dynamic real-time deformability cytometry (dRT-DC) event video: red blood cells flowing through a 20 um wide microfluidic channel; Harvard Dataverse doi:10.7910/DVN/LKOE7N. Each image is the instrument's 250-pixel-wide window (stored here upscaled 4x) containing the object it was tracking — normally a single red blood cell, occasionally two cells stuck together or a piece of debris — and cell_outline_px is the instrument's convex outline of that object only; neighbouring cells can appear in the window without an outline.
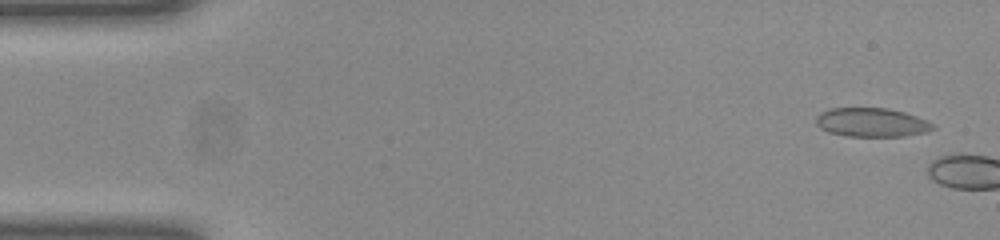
{"species": "common noctule bat (a hibernating species)", "species_latin": "Nyctalus noctula", "temperature_condition": "room temperature", "stored_images_in_passage": 4, "camera_frame_rate_fps": 3000, "um_per_image_px": 0.085, "animal": {"sex": "female", "body_mass_g": 23.0, "forearm_length_mm": 53.4}, "frame": {"image": 1, "passage_image": 2, "time_ms": 0.333, "image_size_px": [1000, 240], "cell_outline_px": [[936, 128], [928, 132], [904, 136], [848, 136], [828, 132], [820, 128], [816, 124], [816, 116], [820, 112], [832, 108], [884, 108], [904, 112], [916, 116], [936, 124]], "centroid_in_image_um": [74.11, 10.41], "position_along_channel_um": 10.9, "area_um2": 19.77}}